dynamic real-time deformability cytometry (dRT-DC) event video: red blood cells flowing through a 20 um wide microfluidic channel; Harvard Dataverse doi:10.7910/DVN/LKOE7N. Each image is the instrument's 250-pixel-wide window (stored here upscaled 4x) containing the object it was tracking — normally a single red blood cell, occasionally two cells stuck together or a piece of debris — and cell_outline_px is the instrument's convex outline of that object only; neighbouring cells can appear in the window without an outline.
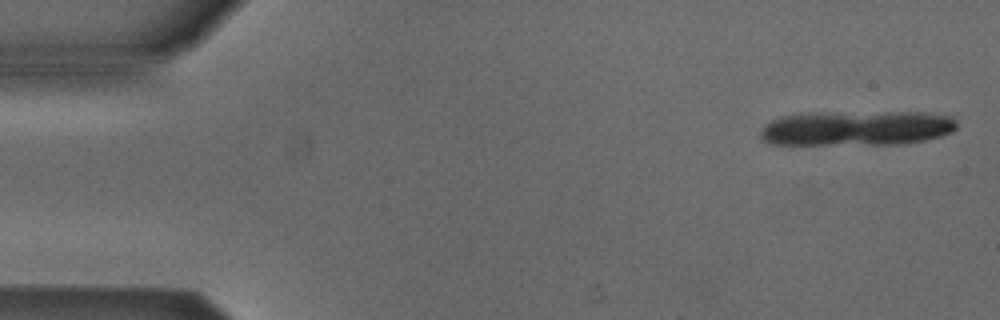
{"species": "Egyptian fruit bat (a non-hibernating species)", "species_latin": "Rousettus aegyptiacus", "temperature_condition": "cold", "stored_images_in_passage": 5, "camera_frame_rate_fps": 3000, "um_per_image_px": 0.085, "animal": {"sex": "male"}, "frame": {"image": 1, "passage_image": 1, "time_ms": 0.0, "image_size_px": [1000, 320], "cell_outline_px": [[956, 128], [952, 132], [940, 136], [924, 140], [896, 144], [768, 144], [760, 136], [760, 128], [764, 124], [772, 120], [784, 116], [800, 112], [924, 112], [952, 116], [956, 120]], "centroid_in_image_um": [72.78, 10.87], "position_along_channel_um": 12.2, "area_um2": 40.4}}
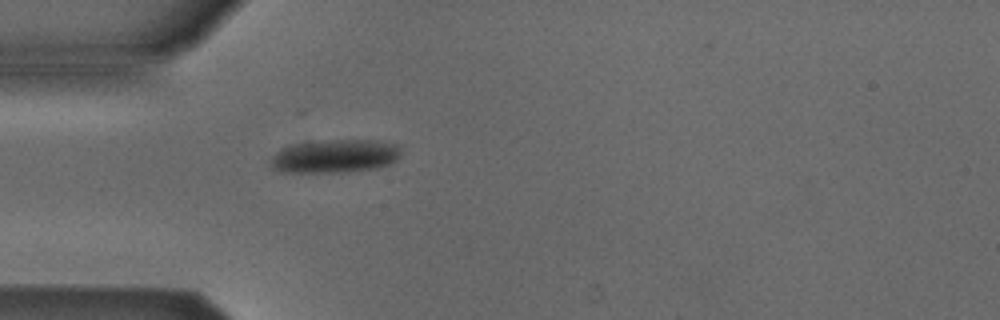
{"frame": {"image": 2, "passage_image": 5, "time_ms": 1.333, "image_size_px": [1000, 320], "cell_outline_px": [[400, 156], [392, 164], [380, 168], [344, 172], [276, 172], [272, 168], [268, 160], [280, 148], [292, 144], [324, 140], [380, 140], [400, 144]], "centroid_in_image_um": [28.48, 13.27], "position_along_channel_um": 56.5, "area_um2": 26.01}}